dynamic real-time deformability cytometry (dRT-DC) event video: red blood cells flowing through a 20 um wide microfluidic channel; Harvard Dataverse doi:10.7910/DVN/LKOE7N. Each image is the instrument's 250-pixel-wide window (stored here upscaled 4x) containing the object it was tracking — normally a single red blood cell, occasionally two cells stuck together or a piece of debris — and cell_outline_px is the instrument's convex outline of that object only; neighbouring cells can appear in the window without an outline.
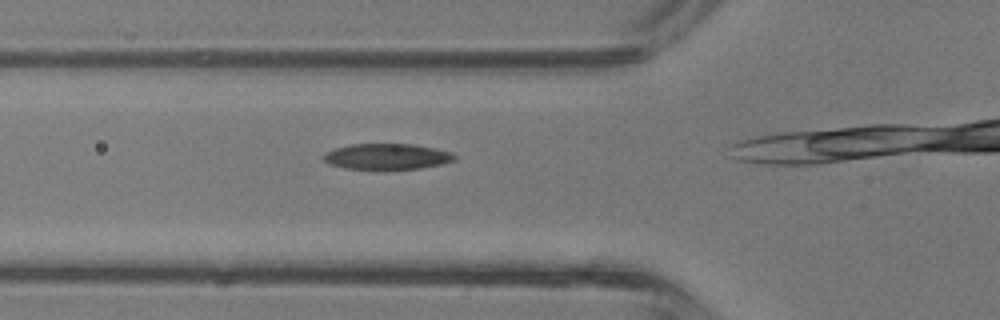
{"species": "common noctule bat (a hibernating species)", "species_latin": "Nyctalus noctula", "temperature_condition": "room temperature", "stored_images_in_passage": 6, "camera_frame_rate_fps": 3000, "um_per_image_px": 0.085, "animal": {"sex": "male", "body_mass_g": 13.3}, "frame": {"image": 1, "passage_image": 3, "time_ms": 0.667, "image_size_px": [1000, 320], "cell_outline_px": [[456, 160], [444, 164], [420, 168], [384, 172], [376, 172], [344, 168], [328, 164], [320, 156], [324, 152], [336, 148], [352, 144], [412, 144], [452, 152], [456, 156]], "centroid_in_image_um": [32.85, 13.36], "position_along_channel_um": 93.0, "area_um2": 20.75}}
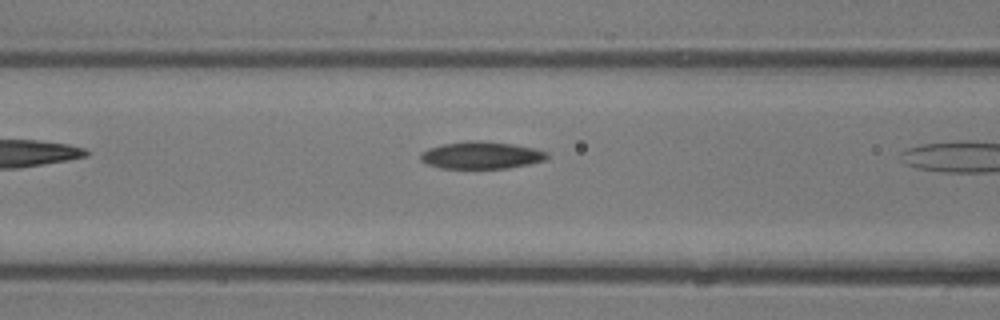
{"frame": {"image": 2, "passage_image": 5, "time_ms": 1.333, "image_size_px": [1000, 320], "cell_outline_px": [[548, 156], [544, 160], [528, 164], [508, 168], [440, 168], [428, 164], [420, 160], [420, 152], [428, 148], [444, 144], [468, 140], [480, 140], [512, 144], [536, 148], [548, 152]], "centroid_in_image_um": [40.9, 13.18], "position_along_channel_um": 125.7, "area_um2": 20.11}}